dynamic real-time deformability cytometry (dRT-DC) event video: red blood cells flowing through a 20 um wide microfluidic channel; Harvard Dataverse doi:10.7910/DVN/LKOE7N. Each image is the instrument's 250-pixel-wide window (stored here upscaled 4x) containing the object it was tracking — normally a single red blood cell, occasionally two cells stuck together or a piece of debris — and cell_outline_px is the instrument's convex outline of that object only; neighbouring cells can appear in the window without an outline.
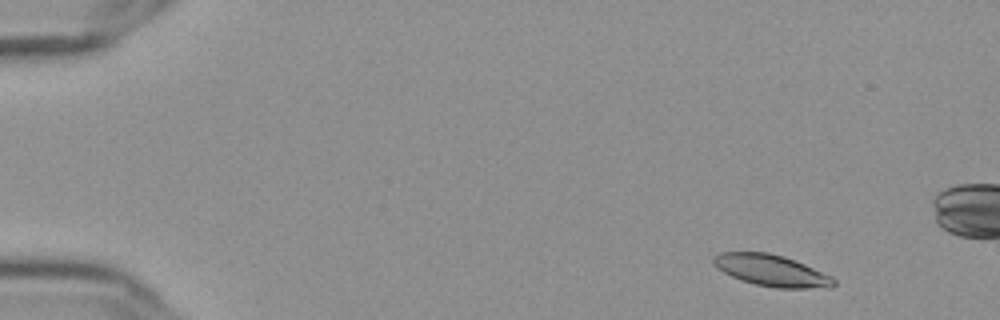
{"species": "Egyptian fruit bat (a non-hibernating species)", "species_latin": "Rousettus aegyptiacus", "temperature_condition": "cold", "stored_images_in_passage": 56, "camera_frame_rate_fps": 3000, "um_per_image_px": 0.085, "frame": {"image": 1, "passage_image": 4, "time_ms": 1.0, "image_size_px": [1000, 320], "cell_outline_px": [[836, 284], [832, 288], [776, 288], [756, 284], [740, 280], [724, 272], [712, 260], [720, 252], [768, 252], [784, 256], [804, 264], [832, 276], [836, 280]], "centroid_in_image_um": [65.64, 23.0], "position_along_channel_um": 19.4, "area_um2": 21.91}}
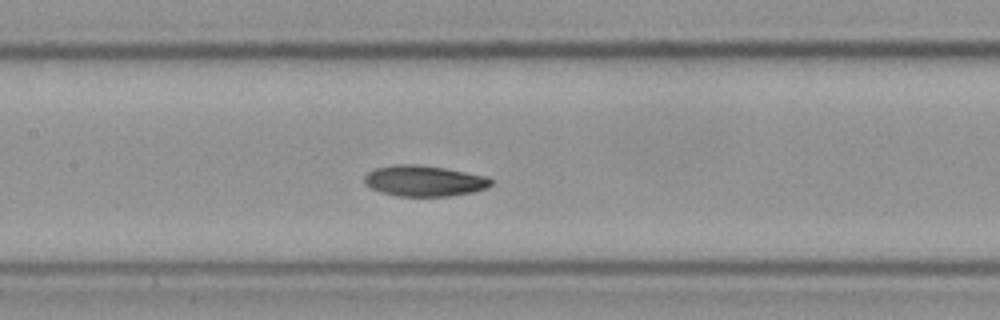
{"frame": {"image": 2, "passage_image": 26, "time_ms": 8.333, "image_size_px": [1000, 320], "cell_outline_px": [[492, 184], [484, 188], [472, 192], [448, 196], [396, 196], [380, 192], [364, 184], [364, 176], [368, 172], [376, 168], [396, 164], [416, 164], [444, 168], [488, 176], [492, 180]], "centroid_in_image_um": [36.03, 15.37], "position_along_channel_um": 171.4, "area_um2": 22.72}}
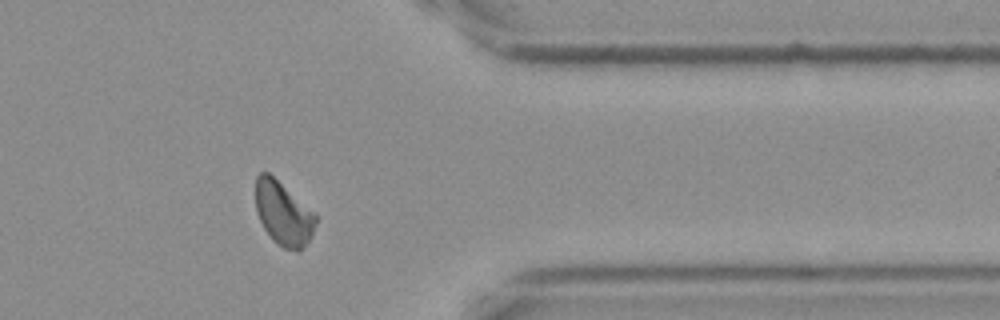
{"frame": {"image": 3, "passage_image": 45, "time_ms": 14.667, "image_size_px": [1000, 320], "cell_outline_px": [[316, 224], [308, 240], [300, 252], [296, 252], [284, 248], [272, 240], [264, 228], [256, 212], [256, 176], [260, 172], [268, 172], [316, 212]], "centroid_in_image_um": [24.09, 18.15], "position_along_channel_um": 387.3, "area_um2": 22.43}, "authors_computed_cell_mechanics": {"area_um2": 22.542, "velocity_mm_per_s": 3.5937, "shape_relaxation_time_tau1_ms": 4.7702, "shape_relaxation_time_tau2_ms": 3.9408, "deformation_change_tau1": 0.1151, "deformation_change_tau2": 0.09}}